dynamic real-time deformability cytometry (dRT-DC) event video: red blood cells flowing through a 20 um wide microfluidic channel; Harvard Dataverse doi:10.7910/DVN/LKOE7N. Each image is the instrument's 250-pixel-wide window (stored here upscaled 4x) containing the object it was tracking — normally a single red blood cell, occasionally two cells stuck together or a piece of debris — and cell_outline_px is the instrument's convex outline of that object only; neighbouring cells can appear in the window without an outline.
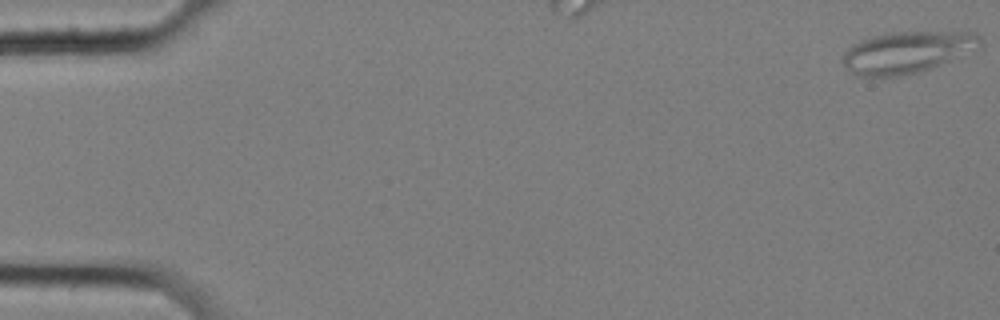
{"species": "common noctule bat (a hibernating species)", "species_latin": "Nyctalus noctula", "temperature_condition": "cold", "stored_images_in_passage": 41, "camera_frame_rate_fps": 3000, "um_per_image_px": 0.085, "animal": {"sex": "female", "body_mass_g": 25.1}, "frame": {"image": 1, "passage_image": 1, "time_ms": 0.0, "image_size_px": [1000, 320], "cell_outline_px": [[980, 44], [928, 68], [916, 72], [900, 76], [856, 76], [844, 64], [844, 52], [852, 44], [860, 40], [872, 36], [888, 32], [976, 32], [980, 36]], "centroid_in_image_um": [76.97, 4.41], "position_along_channel_um": 8.0, "area_um2": 32.14}}
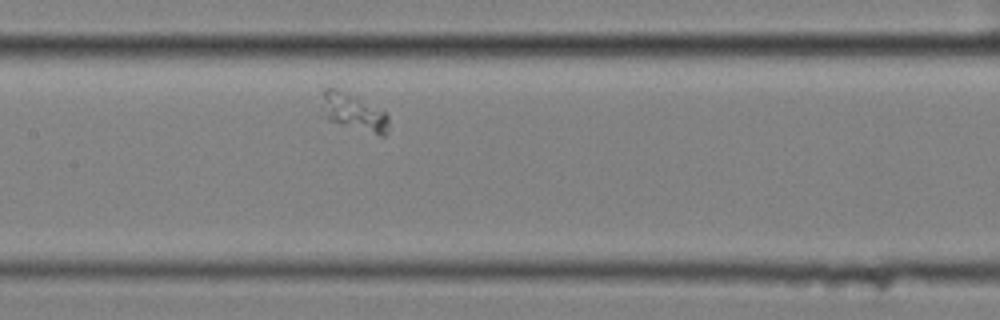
{"frame": {"image": 2, "passage_image": 19, "time_ms": 6.0, "image_size_px": [1000, 320], "cell_outline_px": [[388, 132], [384, 136], [380, 136], [328, 120], [324, 116], [324, 88], [336, 88], [388, 112]], "centroid_in_image_um": [30.14, 9.56], "position_along_channel_um": 177.3, "area_um2": 14.1}}
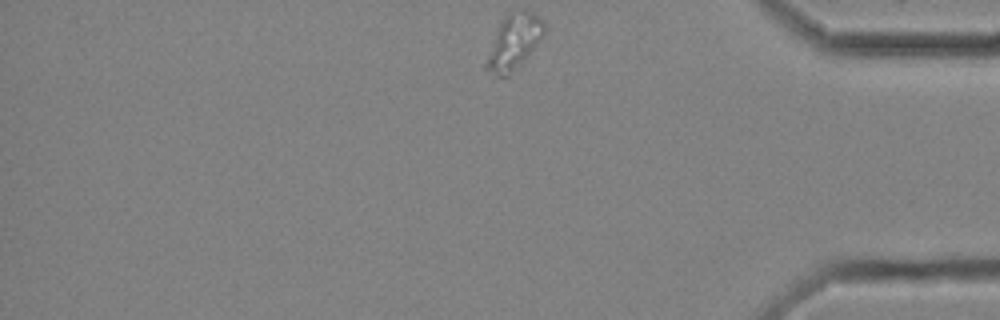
{"frame": {"image": 3, "passage_image": 41, "time_ms": 13.333, "image_size_px": [1000, 320], "cell_outline_px": [[544, 32], [540, 40], [508, 76], [496, 76], [484, 72], [484, 64], [500, 24], [504, 16], [508, 12], [532, 12], [544, 24]], "centroid_in_image_um": [43.62, 3.61], "position_along_channel_um": 391.6, "area_um2": 17.74}}